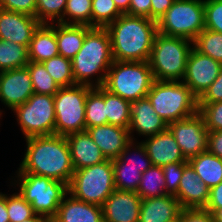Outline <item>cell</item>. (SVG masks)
I'll use <instances>...</instances> for the list:
<instances>
[{"mask_svg":"<svg viewBox=\"0 0 222 222\" xmlns=\"http://www.w3.org/2000/svg\"><path fill=\"white\" fill-rule=\"evenodd\" d=\"M26 139L27 149L16 173H32L69 185L74 168L65 136H33Z\"/></svg>","mask_w":222,"mask_h":222,"instance_id":"6da1fadb","label":"cell"},{"mask_svg":"<svg viewBox=\"0 0 222 222\" xmlns=\"http://www.w3.org/2000/svg\"><path fill=\"white\" fill-rule=\"evenodd\" d=\"M114 61H148L157 31V21L122 14L106 27Z\"/></svg>","mask_w":222,"mask_h":222,"instance_id":"7a4b0ae2","label":"cell"},{"mask_svg":"<svg viewBox=\"0 0 222 222\" xmlns=\"http://www.w3.org/2000/svg\"><path fill=\"white\" fill-rule=\"evenodd\" d=\"M113 61L107 29L92 27L86 33L81 49L71 59L75 83L91 87L103 86ZM94 76L96 78L93 80Z\"/></svg>","mask_w":222,"mask_h":222,"instance_id":"3957f363","label":"cell"},{"mask_svg":"<svg viewBox=\"0 0 222 222\" xmlns=\"http://www.w3.org/2000/svg\"><path fill=\"white\" fill-rule=\"evenodd\" d=\"M192 48L191 40L157 33L148 60L154 80L182 81Z\"/></svg>","mask_w":222,"mask_h":222,"instance_id":"277c9868","label":"cell"},{"mask_svg":"<svg viewBox=\"0 0 222 222\" xmlns=\"http://www.w3.org/2000/svg\"><path fill=\"white\" fill-rule=\"evenodd\" d=\"M147 97L167 124L198 113V98L182 81L154 80Z\"/></svg>","mask_w":222,"mask_h":222,"instance_id":"5b68a950","label":"cell"},{"mask_svg":"<svg viewBox=\"0 0 222 222\" xmlns=\"http://www.w3.org/2000/svg\"><path fill=\"white\" fill-rule=\"evenodd\" d=\"M153 82L148 61H113L103 87L132 102L147 97Z\"/></svg>","mask_w":222,"mask_h":222,"instance_id":"8992f818","label":"cell"},{"mask_svg":"<svg viewBox=\"0 0 222 222\" xmlns=\"http://www.w3.org/2000/svg\"><path fill=\"white\" fill-rule=\"evenodd\" d=\"M17 181L13 185L19 186V193L31 203L35 214L53 219L64 196L68 193V185L52 180L45 176L32 173H16Z\"/></svg>","mask_w":222,"mask_h":222,"instance_id":"52a82bcc","label":"cell"},{"mask_svg":"<svg viewBox=\"0 0 222 222\" xmlns=\"http://www.w3.org/2000/svg\"><path fill=\"white\" fill-rule=\"evenodd\" d=\"M115 190L112 160L74 170L68 193L86 203L102 206Z\"/></svg>","mask_w":222,"mask_h":222,"instance_id":"ba28073f","label":"cell"},{"mask_svg":"<svg viewBox=\"0 0 222 222\" xmlns=\"http://www.w3.org/2000/svg\"><path fill=\"white\" fill-rule=\"evenodd\" d=\"M204 29V0H175L157 21L158 33L192 42Z\"/></svg>","mask_w":222,"mask_h":222,"instance_id":"9c48e42d","label":"cell"},{"mask_svg":"<svg viewBox=\"0 0 222 222\" xmlns=\"http://www.w3.org/2000/svg\"><path fill=\"white\" fill-rule=\"evenodd\" d=\"M92 88L84 84L60 87L54 95L55 135L67 136L86 130L85 101Z\"/></svg>","mask_w":222,"mask_h":222,"instance_id":"30bf717a","label":"cell"},{"mask_svg":"<svg viewBox=\"0 0 222 222\" xmlns=\"http://www.w3.org/2000/svg\"><path fill=\"white\" fill-rule=\"evenodd\" d=\"M12 111L24 138L55 135L54 96L34 93Z\"/></svg>","mask_w":222,"mask_h":222,"instance_id":"8fae6325","label":"cell"},{"mask_svg":"<svg viewBox=\"0 0 222 222\" xmlns=\"http://www.w3.org/2000/svg\"><path fill=\"white\" fill-rule=\"evenodd\" d=\"M168 129L173 134L186 160L207 151L208 129L199 113L169 123Z\"/></svg>","mask_w":222,"mask_h":222,"instance_id":"7c38bea8","label":"cell"},{"mask_svg":"<svg viewBox=\"0 0 222 222\" xmlns=\"http://www.w3.org/2000/svg\"><path fill=\"white\" fill-rule=\"evenodd\" d=\"M222 63L201 54L194 47L189 53L184 82L199 99L218 77Z\"/></svg>","mask_w":222,"mask_h":222,"instance_id":"4fadbf2b","label":"cell"},{"mask_svg":"<svg viewBox=\"0 0 222 222\" xmlns=\"http://www.w3.org/2000/svg\"><path fill=\"white\" fill-rule=\"evenodd\" d=\"M34 94L27 67L0 72V101L13 110Z\"/></svg>","mask_w":222,"mask_h":222,"instance_id":"5bb4252c","label":"cell"},{"mask_svg":"<svg viewBox=\"0 0 222 222\" xmlns=\"http://www.w3.org/2000/svg\"><path fill=\"white\" fill-rule=\"evenodd\" d=\"M141 200L137 192L115 189L101 206L103 222H139Z\"/></svg>","mask_w":222,"mask_h":222,"instance_id":"9a60e30c","label":"cell"},{"mask_svg":"<svg viewBox=\"0 0 222 222\" xmlns=\"http://www.w3.org/2000/svg\"><path fill=\"white\" fill-rule=\"evenodd\" d=\"M41 23L29 16L0 8V40L29 46L33 34Z\"/></svg>","mask_w":222,"mask_h":222,"instance_id":"2e32d148","label":"cell"},{"mask_svg":"<svg viewBox=\"0 0 222 222\" xmlns=\"http://www.w3.org/2000/svg\"><path fill=\"white\" fill-rule=\"evenodd\" d=\"M130 117L128 130L132 141L135 140L132 135L134 131L147 138L168 128L166 121L154 111L148 97L130 103Z\"/></svg>","mask_w":222,"mask_h":222,"instance_id":"e0dca14e","label":"cell"},{"mask_svg":"<svg viewBox=\"0 0 222 222\" xmlns=\"http://www.w3.org/2000/svg\"><path fill=\"white\" fill-rule=\"evenodd\" d=\"M145 139L141 142L145 146L152 165L163 167L167 164L187 161L168 128Z\"/></svg>","mask_w":222,"mask_h":222,"instance_id":"ac0fdd59","label":"cell"},{"mask_svg":"<svg viewBox=\"0 0 222 222\" xmlns=\"http://www.w3.org/2000/svg\"><path fill=\"white\" fill-rule=\"evenodd\" d=\"M87 131L106 159L118 158L132 141L129 130L117 125L107 123L90 127Z\"/></svg>","mask_w":222,"mask_h":222,"instance_id":"d6986e66","label":"cell"},{"mask_svg":"<svg viewBox=\"0 0 222 222\" xmlns=\"http://www.w3.org/2000/svg\"><path fill=\"white\" fill-rule=\"evenodd\" d=\"M65 137L74 170L97 165L107 160L87 130L71 133Z\"/></svg>","mask_w":222,"mask_h":222,"instance_id":"ffe728a7","label":"cell"},{"mask_svg":"<svg viewBox=\"0 0 222 222\" xmlns=\"http://www.w3.org/2000/svg\"><path fill=\"white\" fill-rule=\"evenodd\" d=\"M182 208H205L210 188L205 185L188 164L183 171L177 193L174 195Z\"/></svg>","mask_w":222,"mask_h":222,"instance_id":"44dd1931","label":"cell"},{"mask_svg":"<svg viewBox=\"0 0 222 222\" xmlns=\"http://www.w3.org/2000/svg\"><path fill=\"white\" fill-rule=\"evenodd\" d=\"M181 210L174 195L142 199L139 222H178Z\"/></svg>","mask_w":222,"mask_h":222,"instance_id":"7402d4cb","label":"cell"},{"mask_svg":"<svg viewBox=\"0 0 222 222\" xmlns=\"http://www.w3.org/2000/svg\"><path fill=\"white\" fill-rule=\"evenodd\" d=\"M52 222H103L102 207L78 200L67 193Z\"/></svg>","mask_w":222,"mask_h":222,"instance_id":"603a6c76","label":"cell"},{"mask_svg":"<svg viewBox=\"0 0 222 222\" xmlns=\"http://www.w3.org/2000/svg\"><path fill=\"white\" fill-rule=\"evenodd\" d=\"M29 61L42 63L59 55L55 24H41L28 46Z\"/></svg>","mask_w":222,"mask_h":222,"instance_id":"cb8c5ba5","label":"cell"},{"mask_svg":"<svg viewBox=\"0 0 222 222\" xmlns=\"http://www.w3.org/2000/svg\"><path fill=\"white\" fill-rule=\"evenodd\" d=\"M55 24L59 55L71 60L81 49L85 35L92 27L60 22Z\"/></svg>","mask_w":222,"mask_h":222,"instance_id":"d4e9b609","label":"cell"},{"mask_svg":"<svg viewBox=\"0 0 222 222\" xmlns=\"http://www.w3.org/2000/svg\"><path fill=\"white\" fill-rule=\"evenodd\" d=\"M188 163L210 189L222 182V159L206 151L192 157Z\"/></svg>","mask_w":222,"mask_h":222,"instance_id":"484cf974","label":"cell"},{"mask_svg":"<svg viewBox=\"0 0 222 222\" xmlns=\"http://www.w3.org/2000/svg\"><path fill=\"white\" fill-rule=\"evenodd\" d=\"M86 130L93 126L107 124L105 106V88L93 87L87 94L85 101Z\"/></svg>","mask_w":222,"mask_h":222,"instance_id":"4316f807","label":"cell"},{"mask_svg":"<svg viewBox=\"0 0 222 222\" xmlns=\"http://www.w3.org/2000/svg\"><path fill=\"white\" fill-rule=\"evenodd\" d=\"M116 190L137 192L142 173L150 167L126 166L119 158L112 160Z\"/></svg>","mask_w":222,"mask_h":222,"instance_id":"83f0119b","label":"cell"},{"mask_svg":"<svg viewBox=\"0 0 222 222\" xmlns=\"http://www.w3.org/2000/svg\"><path fill=\"white\" fill-rule=\"evenodd\" d=\"M29 63L28 47L0 40V72L26 67Z\"/></svg>","mask_w":222,"mask_h":222,"instance_id":"f1b7e54d","label":"cell"},{"mask_svg":"<svg viewBox=\"0 0 222 222\" xmlns=\"http://www.w3.org/2000/svg\"><path fill=\"white\" fill-rule=\"evenodd\" d=\"M130 103L105 89L107 123L128 129L131 122Z\"/></svg>","mask_w":222,"mask_h":222,"instance_id":"f546056e","label":"cell"},{"mask_svg":"<svg viewBox=\"0 0 222 222\" xmlns=\"http://www.w3.org/2000/svg\"><path fill=\"white\" fill-rule=\"evenodd\" d=\"M164 180L162 167L152 165L142 173L137 193L141 199L167 195Z\"/></svg>","mask_w":222,"mask_h":222,"instance_id":"4dcf8cb0","label":"cell"},{"mask_svg":"<svg viewBox=\"0 0 222 222\" xmlns=\"http://www.w3.org/2000/svg\"><path fill=\"white\" fill-rule=\"evenodd\" d=\"M31 76L34 93L54 96L60 89L42 63L29 61L26 65Z\"/></svg>","mask_w":222,"mask_h":222,"instance_id":"1f68e13d","label":"cell"},{"mask_svg":"<svg viewBox=\"0 0 222 222\" xmlns=\"http://www.w3.org/2000/svg\"><path fill=\"white\" fill-rule=\"evenodd\" d=\"M193 47L201 54L222 63V33L204 29L193 41Z\"/></svg>","mask_w":222,"mask_h":222,"instance_id":"d6a6232c","label":"cell"},{"mask_svg":"<svg viewBox=\"0 0 222 222\" xmlns=\"http://www.w3.org/2000/svg\"><path fill=\"white\" fill-rule=\"evenodd\" d=\"M92 0H67L63 24L86 25L91 27Z\"/></svg>","mask_w":222,"mask_h":222,"instance_id":"836d02e7","label":"cell"},{"mask_svg":"<svg viewBox=\"0 0 222 222\" xmlns=\"http://www.w3.org/2000/svg\"><path fill=\"white\" fill-rule=\"evenodd\" d=\"M42 64L59 87H68L76 84L72 74L70 59L58 55L42 62Z\"/></svg>","mask_w":222,"mask_h":222,"instance_id":"e575fe53","label":"cell"},{"mask_svg":"<svg viewBox=\"0 0 222 222\" xmlns=\"http://www.w3.org/2000/svg\"><path fill=\"white\" fill-rule=\"evenodd\" d=\"M121 15L113 0H92L91 27L106 28Z\"/></svg>","mask_w":222,"mask_h":222,"instance_id":"d590c367","label":"cell"},{"mask_svg":"<svg viewBox=\"0 0 222 222\" xmlns=\"http://www.w3.org/2000/svg\"><path fill=\"white\" fill-rule=\"evenodd\" d=\"M67 0H37L36 18L41 24L58 23L64 16Z\"/></svg>","mask_w":222,"mask_h":222,"instance_id":"8d00e7d4","label":"cell"},{"mask_svg":"<svg viewBox=\"0 0 222 222\" xmlns=\"http://www.w3.org/2000/svg\"><path fill=\"white\" fill-rule=\"evenodd\" d=\"M7 211L10 222H22L35 215L31 203H28L19 193L7 194Z\"/></svg>","mask_w":222,"mask_h":222,"instance_id":"74e56055","label":"cell"},{"mask_svg":"<svg viewBox=\"0 0 222 222\" xmlns=\"http://www.w3.org/2000/svg\"><path fill=\"white\" fill-rule=\"evenodd\" d=\"M134 151L133 156L131 153ZM141 156V161L138 156ZM122 162L126 164V166H133V167H151L152 162L147 154V151L145 149V146L142 144V142H138L137 144L134 141H131L126 148L122 151V153L118 157Z\"/></svg>","mask_w":222,"mask_h":222,"instance_id":"f35d334b","label":"cell"},{"mask_svg":"<svg viewBox=\"0 0 222 222\" xmlns=\"http://www.w3.org/2000/svg\"><path fill=\"white\" fill-rule=\"evenodd\" d=\"M198 113L203 117L208 131L222 130V101L198 103Z\"/></svg>","mask_w":222,"mask_h":222,"instance_id":"ab89813d","label":"cell"},{"mask_svg":"<svg viewBox=\"0 0 222 222\" xmlns=\"http://www.w3.org/2000/svg\"><path fill=\"white\" fill-rule=\"evenodd\" d=\"M205 29L222 33V0H204Z\"/></svg>","mask_w":222,"mask_h":222,"instance_id":"60d3db41","label":"cell"},{"mask_svg":"<svg viewBox=\"0 0 222 222\" xmlns=\"http://www.w3.org/2000/svg\"><path fill=\"white\" fill-rule=\"evenodd\" d=\"M188 164L187 160L186 162L167 164L162 167L167 194L175 195L177 193L184 168Z\"/></svg>","mask_w":222,"mask_h":222,"instance_id":"b9f144b4","label":"cell"},{"mask_svg":"<svg viewBox=\"0 0 222 222\" xmlns=\"http://www.w3.org/2000/svg\"><path fill=\"white\" fill-rule=\"evenodd\" d=\"M37 0H0V8L36 17Z\"/></svg>","mask_w":222,"mask_h":222,"instance_id":"7bdbcfd3","label":"cell"},{"mask_svg":"<svg viewBox=\"0 0 222 222\" xmlns=\"http://www.w3.org/2000/svg\"><path fill=\"white\" fill-rule=\"evenodd\" d=\"M178 222H214V219L205 208H182Z\"/></svg>","mask_w":222,"mask_h":222,"instance_id":"ee69618b","label":"cell"},{"mask_svg":"<svg viewBox=\"0 0 222 222\" xmlns=\"http://www.w3.org/2000/svg\"><path fill=\"white\" fill-rule=\"evenodd\" d=\"M222 101V67L218 77L198 99V103H214Z\"/></svg>","mask_w":222,"mask_h":222,"instance_id":"f6af8a7d","label":"cell"},{"mask_svg":"<svg viewBox=\"0 0 222 222\" xmlns=\"http://www.w3.org/2000/svg\"><path fill=\"white\" fill-rule=\"evenodd\" d=\"M127 15L151 19V0H131Z\"/></svg>","mask_w":222,"mask_h":222,"instance_id":"bcb514c9","label":"cell"},{"mask_svg":"<svg viewBox=\"0 0 222 222\" xmlns=\"http://www.w3.org/2000/svg\"><path fill=\"white\" fill-rule=\"evenodd\" d=\"M207 151L222 159V130L208 131Z\"/></svg>","mask_w":222,"mask_h":222,"instance_id":"7dc6e473","label":"cell"},{"mask_svg":"<svg viewBox=\"0 0 222 222\" xmlns=\"http://www.w3.org/2000/svg\"><path fill=\"white\" fill-rule=\"evenodd\" d=\"M205 209L210 213L222 209V182L210 189V196Z\"/></svg>","mask_w":222,"mask_h":222,"instance_id":"c3c4849f","label":"cell"},{"mask_svg":"<svg viewBox=\"0 0 222 222\" xmlns=\"http://www.w3.org/2000/svg\"><path fill=\"white\" fill-rule=\"evenodd\" d=\"M175 0H151V19L158 21L159 18L172 6Z\"/></svg>","mask_w":222,"mask_h":222,"instance_id":"681fc988","label":"cell"},{"mask_svg":"<svg viewBox=\"0 0 222 222\" xmlns=\"http://www.w3.org/2000/svg\"><path fill=\"white\" fill-rule=\"evenodd\" d=\"M0 222H10L7 211V194L0 192Z\"/></svg>","mask_w":222,"mask_h":222,"instance_id":"f907efd6","label":"cell"},{"mask_svg":"<svg viewBox=\"0 0 222 222\" xmlns=\"http://www.w3.org/2000/svg\"><path fill=\"white\" fill-rule=\"evenodd\" d=\"M117 9L122 14H127L129 12L131 0H113Z\"/></svg>","mask_w":222,"mask_h":222,"instance_id":"816d5d0a","label":"cell"},{"mask_svg":"<svg viewBox=\"0 0 222 222\" xmlns=\"http://www.w3.org/2000/svg\"><path fill=\"white\" fill-rule=\"evenodd\" d=\"M22 222H52V220L45 216L35 214L30 219L23 220Z\"/></svg>","mask_w":222,"mask_h":222,"instance_id":"f5cc1de1","label":"cell"},{"mask_svg":"<svg viewBox=\"0 0 222 222\" xmlns=\"http://www.w3.org/2000/svg\"><path fill=\"white\" fill-rule=\"evenodd\" d=\"M214 222H222V209H217L213 213Z\"/></svg>","mask_w":222,"mask_h":222,"instance_id":"db71d44e","label":"cell"}]
</instances>
